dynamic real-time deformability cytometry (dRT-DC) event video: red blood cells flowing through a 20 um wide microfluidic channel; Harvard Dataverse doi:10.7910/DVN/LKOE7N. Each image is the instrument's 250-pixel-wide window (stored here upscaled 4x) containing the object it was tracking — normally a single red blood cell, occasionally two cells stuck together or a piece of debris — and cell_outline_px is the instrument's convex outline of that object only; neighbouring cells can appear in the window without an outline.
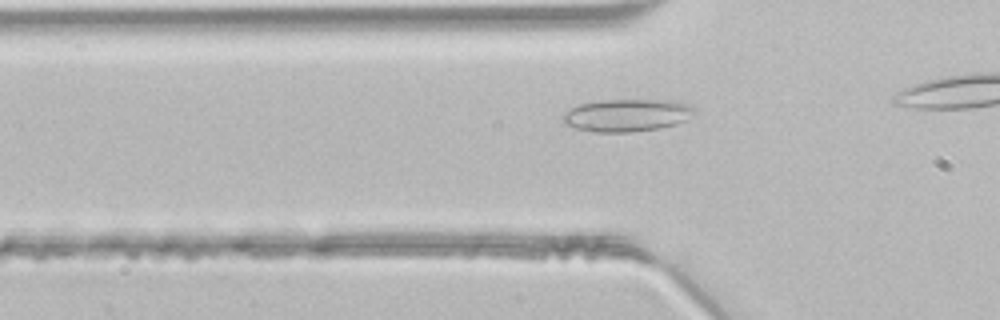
{"species": "common noctule bat (a hibernating species)", "species_latin": "Nyctalus noctula", "temperature_condition": "room temperature", "stored_images_in_passage": 15, "camera_frame_rate_fps": 3000, "um_per_image_px": 0.085, "animal": {"sex": "male", "body_mass_g": 21.5, "forearm_length_mm": 52.0}, "frame": {"image": 1, "passage_image": 7, "time_ms": 2.0, "image_size_px": [1000, 320], "cell_outline_px": [[696, 116], [688, 120], [676, 124], [660, 128], [632, 132], [592, 132], [576, 128], [564, 124], [560, 120], [560, 116], [564, 112], [580, 104], [600, 100], [676, 100], [688, 104], [696, 108]], "centroid_in_image_um": [53.32, 9.8], "position_along_channel_um": 72.5, "area_um2": 25.49}}
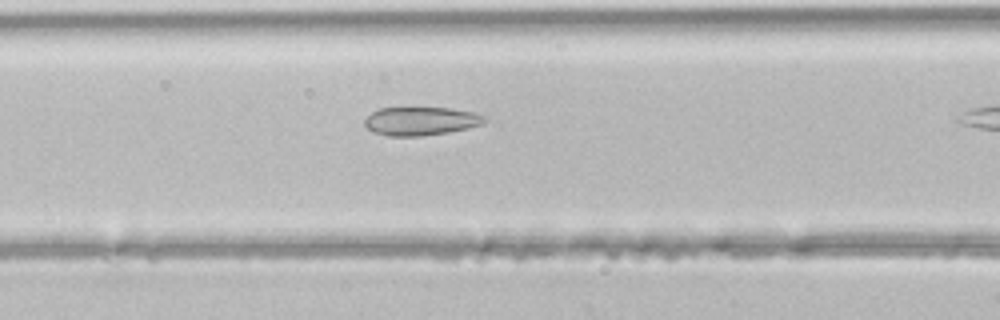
{"frame": {"image": 2, "passage_image": 11, "time_ms": 3.333, "image_size_px": [1000, 320], "cell_outline_px": [[488, 120], [484, 124], [468, 128], [448, 132], [424, 136], [388, 136], [372, 132], [364, 124], [364, 120], [372, 112], [380, 108], [452, 108], [472, 112], [484, 116]], "centroid_in_image_um": [35.78, 10.3], "position_along_channel_um": 130.8, "area_um2": 19.94}}